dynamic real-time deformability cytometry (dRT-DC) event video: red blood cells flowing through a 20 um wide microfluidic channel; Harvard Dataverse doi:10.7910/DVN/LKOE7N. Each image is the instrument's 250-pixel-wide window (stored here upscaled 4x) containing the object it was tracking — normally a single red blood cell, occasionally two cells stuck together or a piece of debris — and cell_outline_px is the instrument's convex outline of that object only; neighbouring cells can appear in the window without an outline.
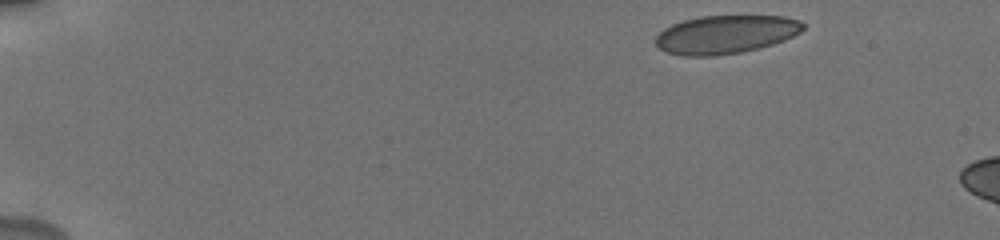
{"species": "human", "species_latin": "Homo sapiens", "temperature_condition": "cold", "stored_images_in_passage": 4, "camera_frame_rate_fps": 3000, "um_per_image_px": 0.085, "donor": {"sex": "male"}, "frame": {"image": 1, "passage_image": 1, "time_ms": 0.0, "image_size_px": [1000, 240], "cell_outline_px": [[808, 24], [800, 32], [784, 40], [760, 48], [740, 52], [716, 56], [684, 56], [664, 52], [656, 44], [656, 36], [664, 28], [672, 24], [684, 20], [700, 16], [784, 16], [800, 20]], "centroid_in_image_um": [61.69, 2.93], "position_along_channel_um": 23.3, "area_um2": 33.12}}